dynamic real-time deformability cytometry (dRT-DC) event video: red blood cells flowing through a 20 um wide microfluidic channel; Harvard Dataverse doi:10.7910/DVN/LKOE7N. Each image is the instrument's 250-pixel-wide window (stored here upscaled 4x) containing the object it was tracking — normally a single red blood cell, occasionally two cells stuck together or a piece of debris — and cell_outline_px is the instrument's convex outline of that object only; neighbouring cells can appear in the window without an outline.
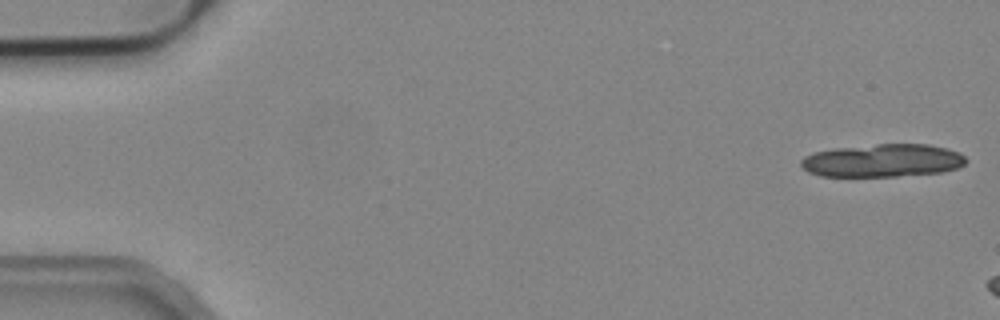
{"species": "common noctule bat (a hibernating species)", "species_latin": "Nyctalus noctula", "temperature_condition": "cold", "stored_images_in_passage": 7, "camera_frame_rate_fps": 3000, "um_per_image_px": 0.085, "animal": {"sex": "male", "body_mass_g": 19.2, "forearm_length_mm": 51.8}, "frame": {"image": 1, "passage_image": 1, "time_ms": 0.0, "image_size_px": [1000, 320], "cell_outline_px": [[968, 160], [964, 164], [956, 168], [944, 172], [896, 176], [820, 176], [808, 172], [800, 164], [800, 160], [804, 156], [812, 152], [836, 148], [876, 144], [928, 144], [960, 152]], "centroid_in_image_um": [75.01, 13.64], "position_along_channel_um": 10.0, "area_um2": 31.79}}